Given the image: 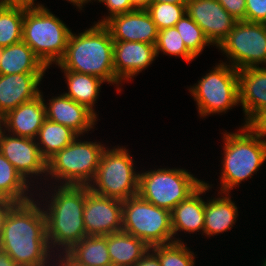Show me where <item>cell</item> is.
Listing matches in <instances>:
<instances>
[{
    "mask_svg": "<svg viewBox=\"0 0 266 266\" xmlns=\"http://www.w3.org/2000/svg\"><path fill=\"white\" fill-rule=\"evenodd\" d=\"M38 205L42 204L33 199L17 203L9 211L3 228L0 249L18 266H45L52 259L44 208Z\"/></svg>",
    "mask_w": 266,
    "mask_h": 266,
    "instance_id": "cell-1",
    "label": "cell"
},
{
    "mask_svg": "<svg viewBox=\"0 0 266 266\" xmlns=\"http://www.w3.org/2000/svg\"><path fill=\"white\" fill-rule=\"evenodd\" d=\"M113 44L109 30L103 24H95L78 34L71 32L65 54L56 64L61 70L90 74L109 84L118 85L114 72Z\"/></svg>",
    "mask_w": 266,
    "mask_h": 266,
    "instance_id": "cell-2",
    "label": "cell"
},
{
    "mask_svg": "<svg viewBox=\"0 0 266 266\" xmlns=\"http://www.w3.org/2000/svg\"><path fill=\"white\" fill-rule=\"evenodd\" d=\"M57 187L55 185V192L44 213L50 250L62 248L63 255L87 236L83 220L85 185L60 184Z\"/></svg>",
    "mask_w": 266,
    "mask_h": 266,
    "instance_id": "cell-3",
    "label": "cell"
},
{
    "mask_svg": "<svg viewBox=\"0 0 266 266\" xmlns=\"http://www.w3.org/2000/svg\"><path fill=\"white\" fill-rule=\"evenodd\" d=\"M241 133L224 135V158L221 180V193H228L235 186L246 180L266 161V138L262 139L247 125H243Z\"/></svg>",
    "mask_w": 266,
    "mask_h": 266,
    "instance_id": "cell-4",
    "label": "cell"
},
{
    "mask_svg": "<svg viewBox=\"0 0 266 266\" xmlns=\"http://www.w3.org/2000/svg\"><path fill=\"white\" fill-rule=\"evenodd\" d=\"M27 7L23 20L22 41L49 68L66 51L71 30L42 4Z\"/></svg>",
    "mask_w": 266,
    "mask_h": 266,
    "instance_id": "cell-5",
    "label": "cell"
},
{
    "mask_svg": "<svg viewBox=\"0 0 266 266\" xmlns=\"http://www.w3.org/2000/svg\"><path fill=\"white\" fill-rule=\"evenodd\" d=\"M122 231L143 240L149 247L181 242L173 238L171 212L139 195L122 201Z\"/></svg>",
    "mask_w": 266,
    "mask_h": 266,
    "instance_id": "cell-6",
    "label": "cell"
},
{
    "mask_svg": "<svg viewBox=\"0 0 266 266\" xmlns=\"http://www.w3.org/2000/svg\"><path fill=\"white\" fill-rule=\"evenodd\" d=\"M105 149L100 143L76 138L47 161L46 173L62 185H89Z\"/></svg>",
    "mask_w": 266,
    "mask_h": 266,
    "instance_id": "cell-7",
    "label": "cell"
},
{
    "mask_svg": "<svg viewBox=\"0 0 266 266\" xmlns=\"http://www.w3.org/2000/svg\"><path fill=\"white\" fill-rule=\"evenodd\" d=\"M133 162L125 147L105 149L96 176L88 185L90 190L121 201L138 195L139 173L134 171Z\"/></svg>",
    "mask_w": 266,
    "mask_h": 266,
    "instance_id": "cell-8",
    "label": "cell"
},
{
    "mask_svg": "<svg viewBox=\"0 0 266 266\" xmlns=\"http://www.w3.org/2000/svg\"><path fill=\"white\" fill-rule=\"evenodd\" d=\"M204 181L185 169H158L139 173L138 195L153 205L173 210L193 194Z\"/></svg>",
    "mask_w": 266,
    "mask_h": 266,
    "instance_id": "cell-9",
    "label": "cell"
},
{
    "mask_svg": "<svg viewBox=\"0 0 266 266\" xmlns=\"http://www.w3.org/2000/svg\"><path fill=\"white\" fill-rule=\"evenodd\" d=\"M188 90L197 102L200 116L226 113L239 104L238 70L219 63Z\"/></svg>",
    "mask_w": 266,
    "mask_h": 266,
    "instance_id": "cell-10",
    "label": "cell"
},
{
    "mask_svg": "<svg viewBox=\"0 0 266 266\" xmlns=\"http://www.w3.org/2000/svg\"><path fill=\"white\" fill-rule=\"evenodd\" d=\"M237 70L266 64V23L237 21L218 46Z\"/></svg>",
    "mask_w": 266,
    "mask_h": 266,
    "instance_id": "cell-11",
    "label": "cell"
},
{
    "mask_svg": "<svg viewBox=\"0 0 266 266\" xmlns=\"http://www.w3.org/2000/svg\"><path fill=\"white\" fill-rule=\"evenodd\" d=\"M83 220L87 236H105L122 231V201L94 194L85 185Z\"/></svg>",
    "mask_w": 266,
    "mask_h": 266,
    "instance_id": "cell-12",
    "label": "cell"
},
{
    "mask_svg": "<svg viewBox=\"0 0 266 266\" xmlns=\"http://www.w3.org/2000/svg\"><path fill=\"white\" fill-rule=\"evenodd\" d=\"M0 133V153L29 182V176H40L47 171V161L42 157L36 139ZM32 175V176H31Z\"/></svg>",
    "mask_w": 266,
    "mask_h": 266,
    "instance_id": "cell-13",
    "label": "cell"
},
{
    "mask_svg": "<svg viewBox=\"0 0 266 266\" xmlns=\"http://www.w3.org/2000/svg\"><path fill=\"white\" fill-rule=\"evenodd\" d=\"M186 14L200 26L210 43L217 47L237 22L217 0H188Z\"/></svg>",
    "mask_w": 266,
    "mask_h": 266,
    "instance_id": "cell-14",
    "label": "cell"
},
{
    "mask_svg": "<svg viewBox=\"0 0 266 266\" xmlns=\"http://www.w3.org/2000/svg\"><path fill=\"white\" fill-rule=\"evenodd\" d=\"M103 25L109 30L113 41L142 42L152 45L157 42L159 30L146 9H136L113 16Z\"/></svg>",
    "mask_w": 266,
    "mask_h": 266,
    "instance_id": "cell-15",
    "label": "cell"
},
{
    "mask_svg": "<svg viewBox=\"0 0 266 266\" xmlns=\"http://www.w3.org/2000/svg\"><path fill=\"white\" fill-rule=\"evenodd\" d=\"M155 45L142 42L114 41L113 60L116 78L131 80L155 60Z\"/></svg>",
    "mask_w": 266,
    "mask_h": 266,
    "instance_id": "cell-16",
    "label": "cell"
},
{
    "mask_svg": "<svg viewBox=\"0 0 266 266\" xmlns=\"http://www.w3.org/2000/svg\"><path fill=\"white\" fill-rule=\"evenodd\" d=\"M45 73L0 75V114L6 115L20 104L41 94L38 86Z\"/></svg>",
    "mask_w": 266,
    "mask_h": 266,
    "instance_id": "cell-17",
    "label": "cell"
},
{
    "mask_svg": "<svg viewBox=\"0 0 266 266\" xmlns=\"http://www.w3.org/2000/svg\"><path fill=\"white\" fill-rule=\"evenodd\" d=\"M43 95L20 104L15 109L3 116L4 131L11 135L24 138L36 139L44 120L46 119V108Z\"/></svg>",
    "mask_w": 266,
    "mask_h": 266,
    "instance_id": "cell-18",
    "label": "cell"
},
{
    "mask_svg": "<svg viewBox=\"0 0 266 266\" xmlns=\"http://www.w3.org/2000/svg\"><path fill=\"white\" fill-rule=\"evenodd\" d=\"M49 101V106L45 104L46 118L71 128L79 136L90 131L97 121V115L91 110L64 94Z\"/></svg>",
    "mask_w": 266,
    "mask_h": 266,
    "instance_id": "cell-19",
    "label": "cell"
},
{
    "mask_svg": "<svg viewBox=\"0 0 266 266\" xmlns=\"http://www.w3.org/2000/svg\"><path fill=\"white\" fill-rule=\"evenodd\" d=\"M238 91L246 125L266 108V68L249 67L238 70Z\"/></svg>",
    "mask_w": 266,
    "mask_h": 266,
    "instance_id": "cell-20",
    "label": "cell"
},
{
    "mask_svg": "<svg viewBox=\"0 0 266 266\" xmlns=\"http://www.w3.org/2000/svg\"><path fill=\"white\" fill-rule=\"evenodd\" d=\"M207 183H203L193 194L186 200L181 201L171 211V228L173 235L178 231L194 233L202 230L204 232V209L205 202L200 197L209 189Z\"/></svg>",
    "mask_w": 266,
    "mask_h": 266,
    "instance_id": "cell-21",
    "label": "cell"
},
{
    "mask_svg": "<svg viewBox=\"0 0 266 266\" xmlns=\"http://www.w3.org/2000/svg\"><path fill=\"white\" fill-rule=\"evenodd\" d=\"M47 67L23 41L0 48V75L45 73Z\"/></svg>",
    "mask_w": 266,
    "mask_h": 266,
    "instance_id": "cell-22",
    "label": "cell"
},
{
    "mask_svg": "<svg viewBox=\"0 0 266 266\" xmlns=\"http://www.w3.org/2000/svg\"><path fill=\"white\" fill-rule=\"evenodd\" d=\"M105 236L112 266H133L150 249L143 240L124 231Z\"/></svg>",
    "mask_w": 266,
    "mask_h": 266,
    "instance_id": "cell-23",
    "label": "cell"
},
{
    "mask_svg": "<svg viewBox=\"0 0 266 266\" xmlns=\"http://www.w3.org/2000/svg\"><path fill=\"white\" fill-rule=\"evenodd\" d=\"M224 194L225 197L221 196L222 198L210 199L205 202L203 233L207 236L218 235V233L232 229L231 227L236 223L238 209L230 195Z\"/></svg>",
    "mask_w": 266,
    "mask_h": 266,
    "instance_id": "cell-24",
    "label": "cell"
},
{
    "mask_svg": "<svg viewBox=\"0 0 266 266\" xmlns=\"http://www.w3.org/2000/svg\"><path fill=\"white\" fill-rule=\"evenodd\" d=\"M65 253L81 266H112L106 236H85Z\"/></svg>",
    "mask_w": 266,
    "mask_h": 266,
    "instance_id": "cell-25",
    "label": "cell"
},
{
    "mask_svg": "<svg viewBox=\"0 0 266 266\" xmlns=\"http://www.w3.org/2000/svg\"><path fill=\"white\" fill-rule=\"evenodd\" d=\"M79 135L71 128L45 119L41 126L37 139L38 148L42 157L48 161L58 151L73 142Z\"/></svg>",
    "mask_w": 266,
    "mask_h": 266,
    "instance_id": "cell-26",
    "label": "cell"
},
{
    "mask_svg": "<svg viewBox=\"0 0 266 266\" xmlns=\"http://www.w3.org/2000/svg\"><path fill=\"white\" fill-rule=\"evenodd\" d=\"M68 93H63L79 104L86 106L95 115L94 104L99 95L100 85L105 82L97 76L64 70Z\"/></svg>",
    "mask_w": 266,
    "mask_h": 266,
    "instance_id": "cell-27",
    "label": "cell"
},
{
    "mask_svg": "<svg viewBox=\"0 0 266 266\" xmlns=\"http://www.w3.org/2000/svg\"><path fill=\"white\" fill-rule=\"evenodd\" d=\"M29 186L30 182L0 153V199L15 203L28 202L33 199L27 196Z\"/></svg>",
    "mask_w": 266,
    "mask_h": 266,
    "instance_id": "cell-28",
    "label": "cell"
},
{
    "mask_svg": "<svg viewBox=\"0 0 266 266\" xmlns=\"http://www.w3.org/2000/svg\"><path fill=\"white\" fill-rule=\"evenodd\" d=\"M27 6L0 3V47L22 41L23 20Z\"/></svg>",
    "mask_w": 266,
    "mask_h": 266,
    "instance_id": "cell-29",
    "label": "cell"
},
{
    "mask_svg": "<svg viewBox=\"0 0 266 266\" xmlns=\"http://www.w3.org/2000/svg\"><path fill=\"white\" fill-rule=\"evenodd\" d=\"M184 41L187 50L196 58L210 41L200 26L185 14L174 26Z\"/></svg>",
    "mask_w": 266,
    "mask_h": 266,
    "instance_id": "cell-30",
    "label": "cell"
},
{
    "mask_svg": "<svg viewBox=\"0 0 266 266\" xmlns=\"http://www.w3.org/2000/svg\"><path fill=\"white\" fill-rule=\"evenodd\" d=\"M161 266H194V253L185 246L183 242H173L169 244L154 245L150 247Z\"/></svg>",
    "mask_w": 266,
    "mask_h": 266,
    "instance_id": "cell-31",
    "label": "cell"
},
{
    "mask_svg": "<svg viewBox=\"0 0 266 266\" xmlns=\"http://www.w3.org/2000/svg\"><path fill=\"white\" fill-rule=\"evenodd\" d=\"M158 30L174 27L186 14V4L151 2L146 9Z\"/></svg>",
    "mask_w": 266,
    "mask_h": 266,
    "instance_id": "cell-32",
    "label": "cell"
},
{
    "mask_svg": "<svg viewBox=\"0 0 266 266\" xmlns=\"http://www.w3.org/2000/svg\"><path fill=\"white\" fill-rule=\"evenodd\" d=\"M156 55L160 51L182 57L186 62L192 61L195 57L187 50L184 41L175 27L159 30L157 42L155 44Z\"/></svg>",
    "mask_w": 266,
    "mask_h": 266,
    "instance_id": "cell-33",
    "label": "cell"
},
{
    "mask_svg": "<svg viewBox=\"0 0 266 266\" xmlns=\"http://www.w3.org/2000/svg\"><path fill=\"white\" fill-rule=\"evenodd\" d=\"M245 21L266 23V0H246Z\"/></svg>",
    "mask_w": 266,
    "mask_h": 266,
    "instance_id": "cell-34",
    "label": "cell"
},
{
    "mask_svg": "<svg viewBox=\"0 0 266 266\" xmlns=\"http://www.w3.org/2000/svg\"><path fill=\"white\" fill-rule=\"evenodd\" d=\"M98 1L104 3L107 6L110 16L109 15L106 16V18H104L103 20L98 21L97 24H104L109 18H112L113 16L136 10L132 5L131 0H98Z\"/></svg>",
    "mask_w": 266,
    "mask_h": 266,
    "instance_id": "cell-35",
    "label": "cell"
},
{
    "mask_svg": "<svg viewBox=\"0 0 266 266\" xmlns=\"http://www.w3.org/2000/svg\"><path fill=\"white\" fill-rule=\"evenodd\" d=\"M237 21H245L246 0H217Z\"/></svg>",
    "mask_w": 266,
    "mask_h": 266,
    "instance_id": "cell-36",
    "label": "cell"
},
{
    "mask_svg": "<svg viewBox=\"0 0 266 266\" xmlns=\"http://www.w3.org/2000/svg\"><path fill=\"white\" fill-rule=\"evenodd\" d=\"M246 125L264 139L266 136V108L258 112Z\"/></svg>",
    "mask_w": 266,
    "mask_h": 266,
    "instance_id": "cell-37",
    "label": "cell"
},
{
    "mask_svg": "<svg viewBox=\"0 0 266 266\" xmlns=\"http://www.w3.org/2000/svg\"><path fill=\"white\" fill-rule=\"evenodd\" d=\"M16 204L17 203L10 200L0 199V239L3 234V228L5 226L8 213Z\"/></svg>",
    "mask_w": 266,
    "mask_h": 266,
    "instance_id": "cell-38",
    "label": "cell"
},
{
    "mask_svg": "<svg viewBox=\"0 0 266 266\" xmlns=\"http://www.w3.org/2000/svg\"><path fill=\"white\" fill-rule=\"evenodd\" d=\"M133 266H161V263L157 255L149 249Z\"/></svg>",
    "mask_w": 266,
    "mask_h": 266,
    "instance_id": "cell-39",
    "label": "cell"
},
{
    "mask_svg": "<svg viewBox=\"0 0 266 266\" xmlns=\"http://www.w3.org/2000/svg\"><path fill=\"white\" fill-rule=\"evenodd\" d=\"M58 255L59 260L57 264H55V266H81L77 264L74 260H72L66 253L63 255V257L60 253Z\"/></svg>",
    "mask_w": 266,
    "mask_h": 266,
    "instance_id": "cell-40",
    "label": "cell"
},
{
    "mask_svg": "<svg viewBox=\"0 0 266 266\" xmlns=\"http://www.w3.org/2000/svg\"><path fill=\"white\" fill-rule=\"evenodd\" d=\"M0 266H18L14 260L0 249Z\"/></svg>",
    "mask_w": 266,
    "mask_h": 266,
    "instance_id": "cell-41",
    "label": "cell"
},
{
    "mask_svg": "<svg viewBox=\"0 0 266 266\" xmlns=\"http://www.w3.org/2000/svg\"><path fill=\"white\" fill-rule=\"evenodd\" d=\"M2 4L23 5L27 7L34 6V0H0Z\"/></svg>",
    "mask_w": 266,
    "mask_h": 266,
    "instance_id": "cell-42",
    "label": "cell"
},
{
    "mask_svg": "<svg viewBox=\"0 0 266 266\" xmlns=\"http://www.w3.org/2000/svg\"><path fill=\"white\" fill-rule=\"evenodd\" d=\"M152 0H131V3L135 9H147Z\"/></svg>",
    "mask_w": 266,
    "mask_h": 266,
    "instance_id": "cell-43",
    "label": "cell"
},
{
    "mask_svg": "<svg viewBox=\"0 0 266 266\" xmlns=\"http://www.w3.org/2000/svg\"><path fill=\"white\" fill-rule=\"evenodd\" d=\"M188 0H152V2H164V3H175V4H187Z\"/></svg>",
    "mask_w": 266,
    "mask_h": 266,
    "instance_id": "cell-44",
    "label": "cell"
},
{
    "mask_svg": "<svg viewBox=\"0 0 266 266\" xmlns=\"http://www.w3.org/2000/svg\"><path fill=\"white\" fill-rule=\"evenodd\" d=\"M67 1L71 2L72 4L76 5L77 7H79V9L82 10L83 5L91 0H67Z\"/></svg>",
    "mask_w": 266,
    "mask_h": 266,
    "instance_id": "cell-45",
    "label": "cell"
},
{
    "mask_svg": "<svg viewBox=\"0 0 266 266\" xmlns=\"http://www.w3.org/2000/svg\"><path fill=\"white\" fill-rule=\"evenodd\" d=\"M3 116L0 114V133L3 130Z\"/></svg>",
    "mask_w": 266,
    "mask_h": 266,
    "instance_id": "cell-46",
    "label": "cell"
},
{
    "mask_svg": "<svg viewBox=\"0 0 266 266\" xmlns=\"http://www.w3.org/2000/svg\"><path fill=\"white\" fill-rule=\"evenodd\" d=\"M262 266H266V259H264Z\"/></svg>",
    "mask_w": 266,
    "mask_h": 266,
    "instance_id": "cell-47",
    "label": "cell"
}]
</instances>
